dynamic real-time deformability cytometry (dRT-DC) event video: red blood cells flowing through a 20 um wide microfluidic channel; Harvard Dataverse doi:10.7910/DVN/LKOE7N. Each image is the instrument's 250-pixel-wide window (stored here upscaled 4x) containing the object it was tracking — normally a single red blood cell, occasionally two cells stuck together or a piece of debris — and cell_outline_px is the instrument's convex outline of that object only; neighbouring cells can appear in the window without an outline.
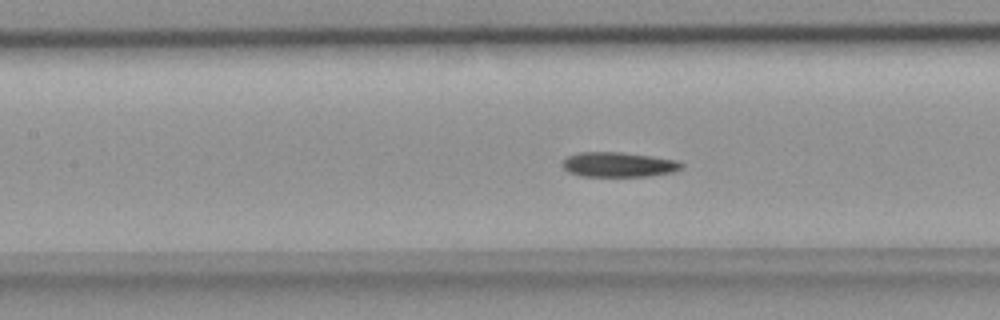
{"species": "common noctule bat (a hibernating species)", "species_latin": "Nyctalus noctula", "temperature_condition": "room temperature", "stored_images_in_passage": 35, "camera_frame_rate_fps": 3000, "um_per_image_px": 0.085, "animal": {"sex": "female", "body_mass_g": 18.4}, "frame": {"image": 1, "passage_image": 8, "time_ms": 2.333, "image_size_px": [1000, 320], "cell_outline_px": [[684, 168], [672, 172], [648, 176], [580, 176], [568, 172], [560, 164], [568, 156], [576, 152], [620, 152], [652, 156], [676, 160], [684, 164]], "centroid_in_image_um": [52.56, 13.99], "position_along_channel_um": 154.8, "area_um2": 17.34}}
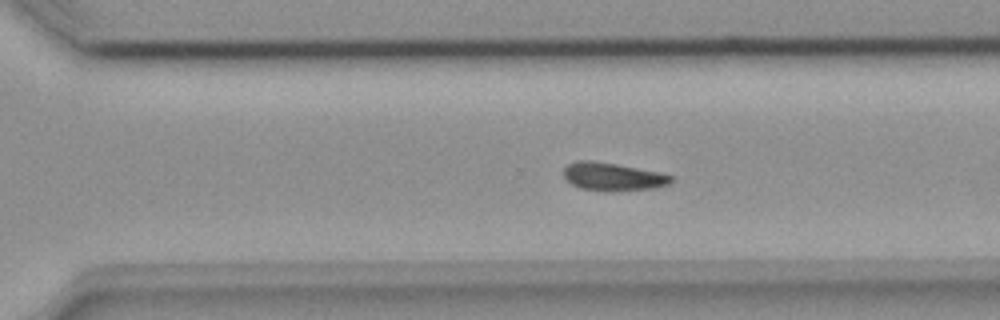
{"frame": {"image": 2, "passage_image": 20, "time_ms": 6.333, "image_size_px": [1000, 320], "cell_outline_px": [[672, 180], [668, 184], [652, 188], [604, 192], [580, 188], [572, 184], [564, 176], [564, 168], [568, 164], [576, 160], [592, 160], [616, 164], [660, 172], [672, 176]], "centroid_in_image_um": [52.05, 15.01], "position_along_channel_um": 318.5, "area_um2": 17.51}}
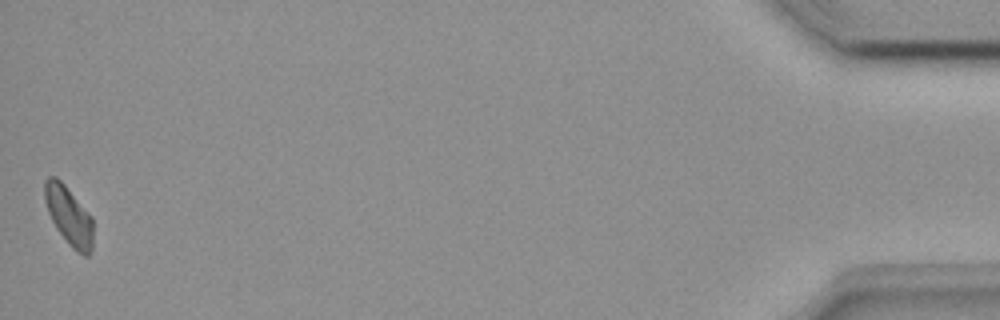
{"frame": {"image": 3, "passage_image": 35, "time_ms": 11.333, "image_size_px": [1000, 320], "cell_outline_px": [[92, 252], [88, 256], [84, 256], [76, 252], [68, 244], [56, 228], [48, 212], [44, 200], [44, 180], [48, 176], [56, 176], [64, 184], [92, 216]], "centroid_in_image_um": [5.84, 18.35], "position_along_channel_um": 429.4, "area_um2": 16.7}}